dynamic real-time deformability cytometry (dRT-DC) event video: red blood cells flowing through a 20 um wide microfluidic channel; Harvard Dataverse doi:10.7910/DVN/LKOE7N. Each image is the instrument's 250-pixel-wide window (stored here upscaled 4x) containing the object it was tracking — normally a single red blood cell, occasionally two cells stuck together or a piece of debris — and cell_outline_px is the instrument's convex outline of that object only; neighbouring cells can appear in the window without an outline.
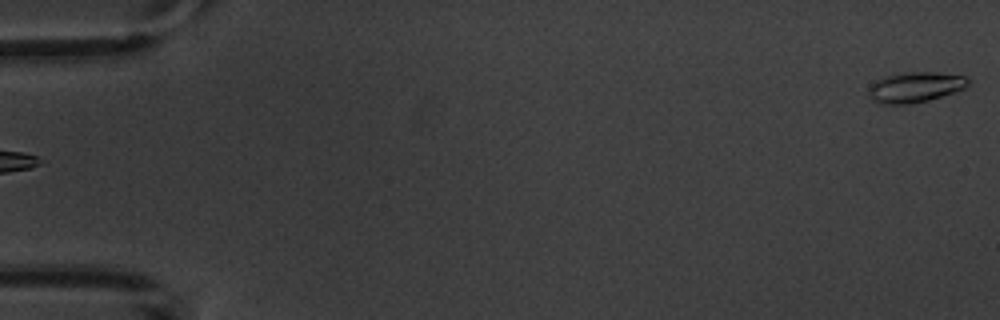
{"species": "common noctule bat (a hibernating species)", "species_latin": "Nyctalus noctula", "temperature_condition": "warm", "stored_images_in_passage": 5, "segment_of_instrument_passage": [2, 2], "camera_frame_rate_fps": 3000, "um_per_image_px": 0.085, "animal": {"sex": "male", "body_mass_g": 20.1, "forearm_length_mm": 53.5}, "frame": {"image": 1, "passage_image": 5, "time_ms": 4.333, "image_size_px": [1000, 320], "cell_outline_px": [[972, 80], [964, 88], [928, 100], [912, 104], [880, 104], [872, 100], [868, 92], [868, 88], [876, 80], [888, 76], [904, 72], [936, 72], [964, 76]], "centroid_in_image_um": [77.78, 7.41], "position_along_channel_um": 7.2, "area_um2": 17.51}}